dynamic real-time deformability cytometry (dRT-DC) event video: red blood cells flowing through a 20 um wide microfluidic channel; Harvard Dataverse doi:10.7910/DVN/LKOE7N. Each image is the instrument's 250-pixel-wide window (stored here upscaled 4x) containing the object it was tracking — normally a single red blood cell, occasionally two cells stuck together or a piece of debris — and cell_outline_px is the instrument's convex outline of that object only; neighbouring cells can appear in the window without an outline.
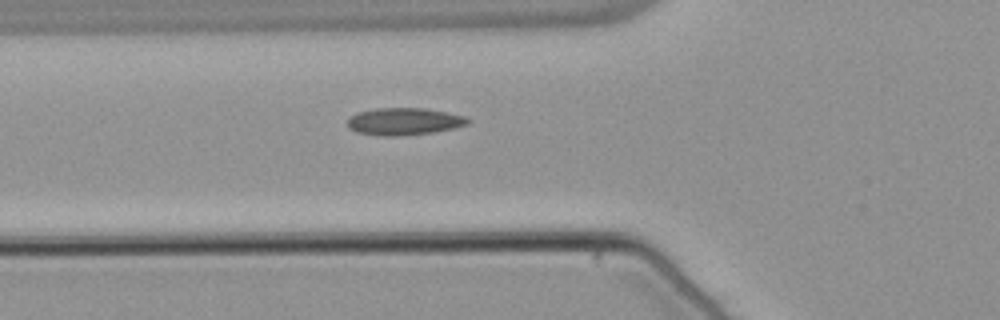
{"species": "common noctule bat (a hibernating species)", "species_latin": "Nyctalus noctula", "temperature_condition": "warm", "stored_images_in_passage": 35, "camera_frame_rate_fps": 3000, "um_per_image_px": 0.085, "animal": {"sex": "male", "body_mass_g": 21.5, "forearm_length_mm": 52.0}, "frame": {"image": 1, "passage_image": 6, "time_ms": 1.667, "image_size_px": [1000, 320], "cell_outline_px": [[472, 120], [468, 124], [452, 128], [432, 132], [396, 136], [380, 136], [356, 132], [348, 128], [348, 116], [356, 112], [376, 108], [424, 108], [448, 112], [464, 116]], "centroid_in_image_um": [34.3, 10.31], "position_along_channel_um": 91.5, "area_um2": 19.19}}
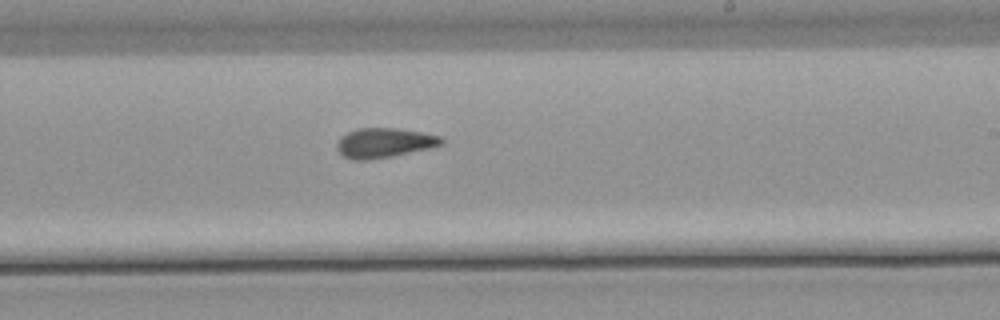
{"frame": {"image": 2, "passage_image": 19, "time_ms": 6.0, "image_size_px": [1000, 320], "cell_outline_px": [[444, 144], [428, 148], [368, 160], [352, 160], [344, 156], [336, 148], [336, 144], [340, 136], [356, 128], [400, 128], [440, 136], [444, 140]], "centroid_in_image_um": [32.62, 12.12], "position_along_channel_um": 256.4, "area_um2": 17.92}}
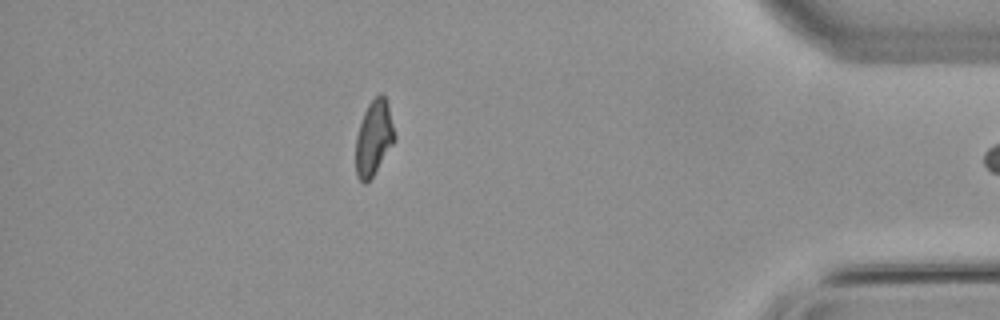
{"frame": {"image": 3, "passage_image": 34, "time_ms": 11.0, "image_size_px": [1000, 320], "cell_outline_px": [[396, 140], [372, 176], [364, 184], [356, 176], [356, 136], [364, 112], [368, 104], [380, 92], [384, 96], [388, 104], [396, 136]], "centroid_in_image_um": [31.78, 11.71], "position_along_channel_um": 403.4, "area_um2": 16.88}}